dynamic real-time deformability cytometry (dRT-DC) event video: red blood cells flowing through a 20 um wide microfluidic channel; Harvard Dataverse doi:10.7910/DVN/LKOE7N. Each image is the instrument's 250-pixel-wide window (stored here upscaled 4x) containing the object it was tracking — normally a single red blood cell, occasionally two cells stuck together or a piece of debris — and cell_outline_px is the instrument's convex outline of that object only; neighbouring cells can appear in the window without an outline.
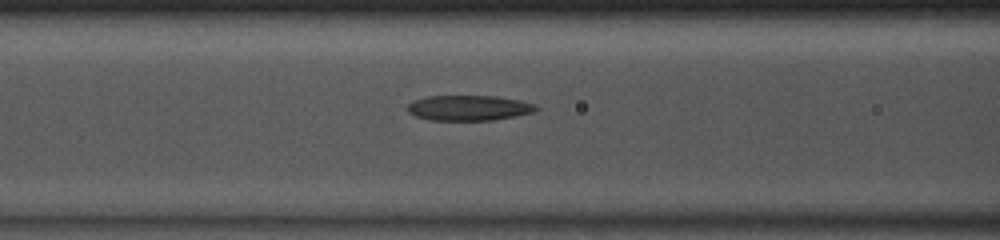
{"species": "common noctule bat (a hibernating species)", "species_latin": "Nyctalus noctula", "temperature_condition": "room temperature", "stored_images_in_passage": 37, "camera_frame_rate_fps": 3000, "um_per_image_px": 0.085, "animal": {"sex": "male", "body_mass_g": 13.0, "forearm_length_mm": 53.1}, "frame": {"image": 1, "passage_image": 13, "time_ms": 4.0, "image_size_px": [1000, 240], "cell_outline_px": [[540, 108], [536, 112], [516, 116], [492, 120], [428, 120], [416, 116], [408, 112], [408, 104], [412, 100], [424, 96], [496, 96], [520, 100], [536, 104]], "centroid_in_image_um": [39.87, 9.17], "position_along_channel_um": 126.7, "area_um2": 19.19}}
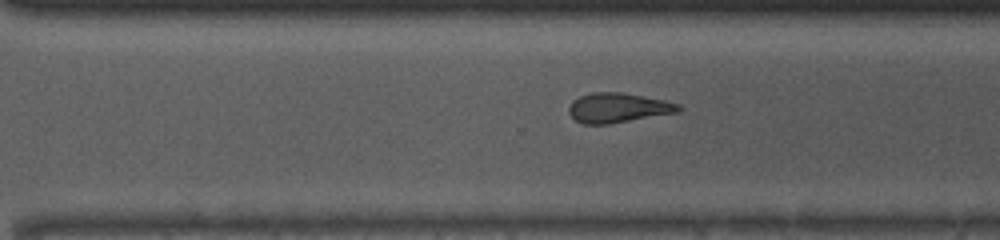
{"frame": {"image": 2, "passage_image": 27, "time_ms": 8.667, "image_size_px": [1000, 240], "cell_outline_px": [[684, 108], [680, 112], [608, 124], [584, 124], [576, 120], [568, 112], [568, 108], [572, 100], [580, 96], [592, 92], [620, 92], [664, 100], [680, 104]], "centroid_in_image_um": [52.55, 9.16], "position_along_channel_um": 318.0, "area_um2": 19.02}}
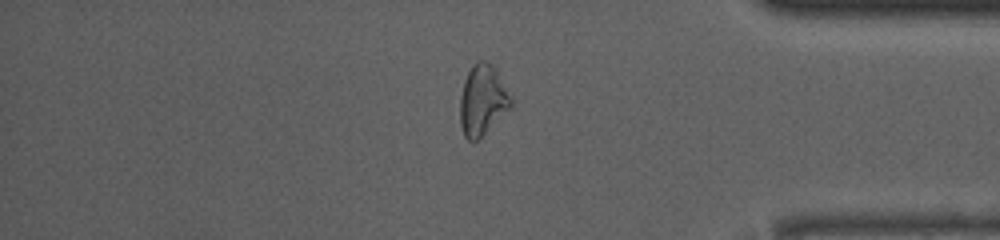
{"frame": {"image": 3, "passage_image": 34, "time_ms": 11.0, "image_size_px": [1000, 240], "cell_outline_px": [[512, 108], [476, 140], [468, 140], [464, 136], [460, 124], [460, 96], [464, 80], [472, 64], [476, 60], [484, 60], [492, 64], [512, 96]], "centroid_in_image_um": [41.02, 8.49], "position_along_channel_um": 394.2, "area_um2": 20.98}}